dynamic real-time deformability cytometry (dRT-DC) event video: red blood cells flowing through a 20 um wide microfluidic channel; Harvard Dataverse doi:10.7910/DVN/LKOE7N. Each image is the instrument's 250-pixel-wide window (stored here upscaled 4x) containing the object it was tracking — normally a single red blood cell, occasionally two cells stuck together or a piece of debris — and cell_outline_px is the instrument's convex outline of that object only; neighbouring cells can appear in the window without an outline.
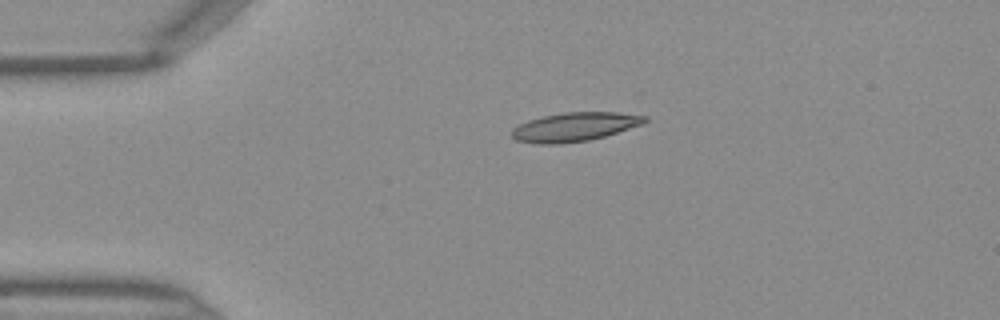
{"species": "Egyptian fruit bat (a non-hibernating species)", "species_latin": "Rousettus aegyptiacus", "temperature_condition": "warm", "stored_images_in_passage": 37, "camera_frame_rate_fps": 3000, "um_per_image_px": 0.085, "frame": {"image": 1, "passage_image": 1, "time_ms": 0.0, "image_size_px": [1000, 320], "cell_outline_px": [[648, 120], [644, 124], [604, 136], [588, 140], [560, 144], [536, 144], [516, 140], [512, 136], [512, 128], [528, 120], [544, 116], [564, 112], [616, 112], [648, 116]], "centroid_in_image_um": [48.85, 10.78], "position_along_channel_um": 36.1, "area_um2": 22.37}}
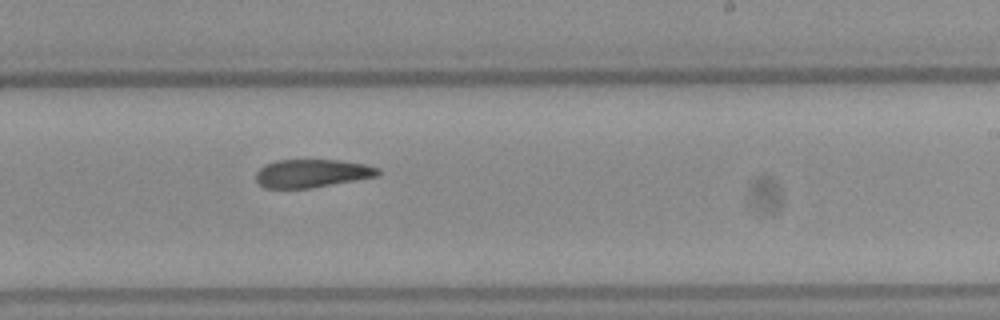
{"frame": {"image": 2, "passage_image": 19, "time_ms": 6.0, "image_size_px": [1000, 320], "cell_outline_px": [[380, 176], [312, 188], [264, 188], [256, 180], [256, 172], [264, 164], [276, 160], [340, 160], [364, 164], [380, 168]], "centroid_in_image_um": [26.54, 14.73], "position_along_channel_um": 262.5, "area_um2": 20.23}}
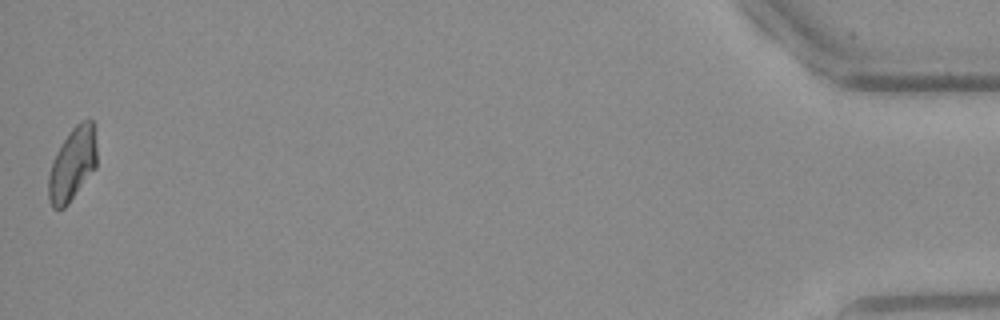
{"frame": {"image": 3, "passage_image": 37, "time_ms": 12.0, "image_size_px": [1000, 320], "cell_outline_px": [[96, 168], [68, 204], [64, 208], [52, 208], [48, 200], [48, 176], [56, 152], [68, 132], [80, 120], [92, 120], [96, 144]], "centroid_in_image_um": [6.15, 13.97], "position_along_channel_um": 429.1, "area_um2": 20.58}}